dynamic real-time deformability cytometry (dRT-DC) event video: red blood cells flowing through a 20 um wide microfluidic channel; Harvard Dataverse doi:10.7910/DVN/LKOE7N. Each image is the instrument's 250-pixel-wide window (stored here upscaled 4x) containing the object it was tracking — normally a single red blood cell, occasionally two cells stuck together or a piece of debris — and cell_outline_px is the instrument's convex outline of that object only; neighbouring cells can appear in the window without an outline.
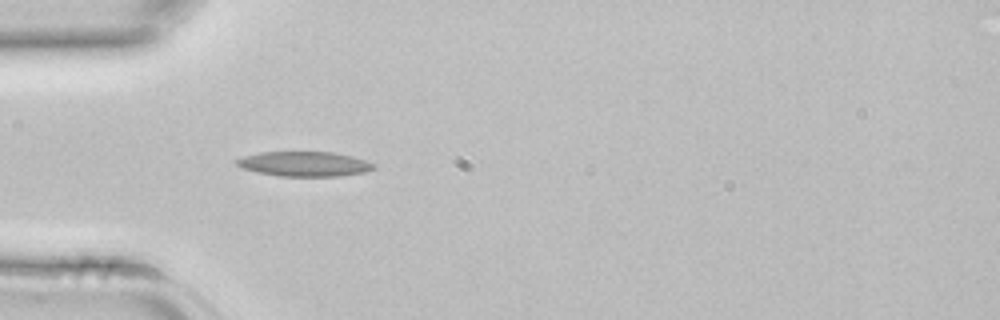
{"species": "common noctule bat (a hibernating species)", "species_latin": "Nyctalus noctula", "temperature_condition": "room temperature", "stored_images_in_passage": 30, "camera_frame_rate_fps": 3000, "um_per_image_px": 0.085, "animal": {"sex": "female", "body_mass_g": 22.7, "forearm_length_mm": 54.2}, "frame": {"image": 1, "passage_image": 1, "time_ms": 0.0, "image_size_px": [1000, 320], "cell_outline_px": [[376, 168], [364, 172], [340, 176], [280, 176], [260, 172], [244, 168], [236, 164], [236, 160], [244, 156], [260, 152], [336, 152], [352, 156], [376, 164]], "centroid_in_image_um": [25.92, 13.93], "position_along_channel_um": 59.1, "area_um2": 19.65}}